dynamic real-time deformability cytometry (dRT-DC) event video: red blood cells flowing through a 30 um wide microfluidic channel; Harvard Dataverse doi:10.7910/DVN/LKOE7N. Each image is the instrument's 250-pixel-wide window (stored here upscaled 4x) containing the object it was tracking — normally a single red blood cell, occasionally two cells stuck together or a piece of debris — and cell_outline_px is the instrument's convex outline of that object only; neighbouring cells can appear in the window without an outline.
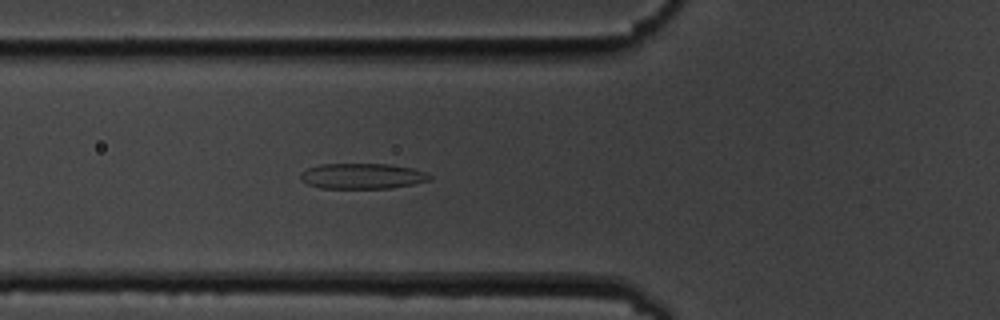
{"species": "common noctule bat (a hibernating species)", "species_latin": "Nyctalus noctula", "temperature_condition": "cold", "stored_images_in_passage": 5, "camera_frame_rate_fps": 3000, "um_per_image_px": 0.085, "animal": {"sex": "male", "body_mass_g": 19.5, "forearm_length_mm": 54.6}, "frame": {"image": 1, "passage_image": 5, "time_ms": 5.333, "image_size_px": [1000, 320], "cell_outline_px": [[432, 180], [392, 188], [320, 188], [308, 184], [300, 180], [300, 172], [308, 168], [320, 164], [392, 164], [412, 168], [424, 172], [432, 176]], "centroid_in_image_um": [30.79, 14.96], "position_along_channel_um": 95.0, "area_um2": 19.31}}